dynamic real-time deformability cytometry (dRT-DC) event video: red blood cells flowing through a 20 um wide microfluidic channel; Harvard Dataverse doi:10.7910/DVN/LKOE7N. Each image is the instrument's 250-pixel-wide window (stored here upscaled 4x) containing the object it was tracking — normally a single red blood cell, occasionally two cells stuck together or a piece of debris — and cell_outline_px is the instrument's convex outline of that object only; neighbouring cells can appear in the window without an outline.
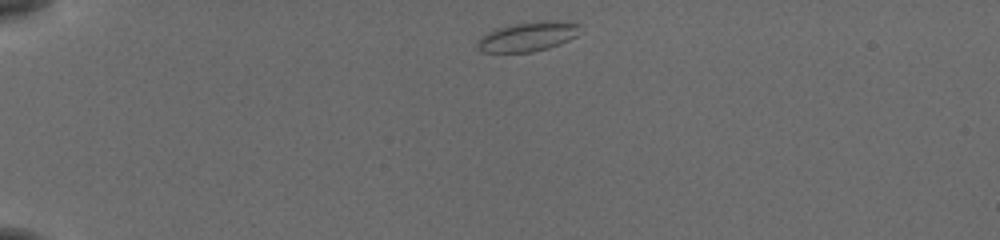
{"species": "common noctule bat (a hibernating species)", "species_latin": "Nyctalus noctula", "temperature_condition": "cold", "stored_images_in_passage": 43, "camera_frame_rate_fps": 3000, "um_per_image_px": 0.085, "animal": {"sex": "female", "body_mass_g": 19.5, "forearm_length_mm": 54.1}, "frame": {"image": 1, "passage_image": 1, "time_ms": 0.0, "image_size_px": [1000, 240], "cell_outline_px": [[580, 24], [576, 36], [560, 44], [548, 48], [532, 52], [480, 52], [476, 48], [476, 44], [480, 36], [496, 28], [516, 24], [540, 20], [556, 20]], "centroid_in_image_um": [44.83, 3.11], "position_along_channel_um": 40.2, "area_um2": 17.69}}
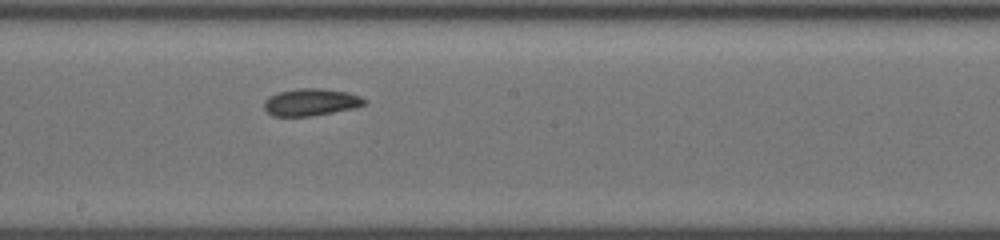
{"frame": {"image": 2, "passage_image": 20, "time_ms": 6.333, "image_size_px": [1000, 240], "cell_outline_px": [[368, 100], [364, 104], [352, 108], [332, 112], [308, 116], [272, 116], [264, 108], [264, 100], [268, 96], [280, 92], [296, 88], [320, 88], [348, 92], [360, 96]], "centroid_in_image_um": [26.4, 8.67], "position_along_channel_um": 221.8, "area_um2": 15.78}}
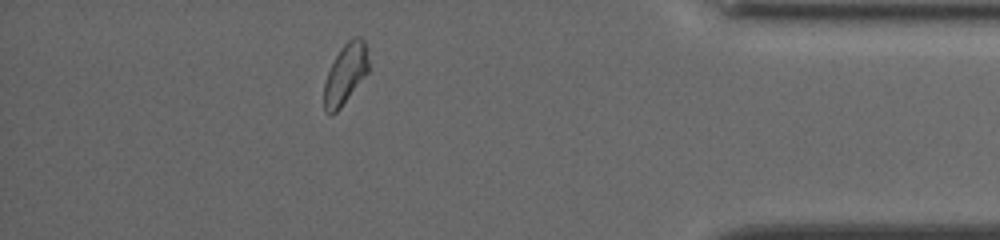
{"frame": {"image": 3, "passage_image": 37, "time_ms": 12.0, "image_size_px": [1000, 240], "cell_outline_px": [[368, 72], [340, 108], [336, 112], [328, 112], [324, 108], [324, 84], [328, 72], [340, 48], [352, 36], [360, 36], [364, 40], [368, 48]], "centroid_in_image_um": [29.39, 6.22], "position_along_channel_um": 405.8, "area_um2": 15.49}, "authors_computed_cell_mechanics": {"area_um2": 15.7216, "velocity_mm_per_s": 3.7863, "shape_relaxation_time_tau1_ms": 11.3162, "shape_relaxation_time_tau2_ms": 3.4601, "deformation_change_tau1": 0.1748, "deformation_change_tau2": 0.0854}}